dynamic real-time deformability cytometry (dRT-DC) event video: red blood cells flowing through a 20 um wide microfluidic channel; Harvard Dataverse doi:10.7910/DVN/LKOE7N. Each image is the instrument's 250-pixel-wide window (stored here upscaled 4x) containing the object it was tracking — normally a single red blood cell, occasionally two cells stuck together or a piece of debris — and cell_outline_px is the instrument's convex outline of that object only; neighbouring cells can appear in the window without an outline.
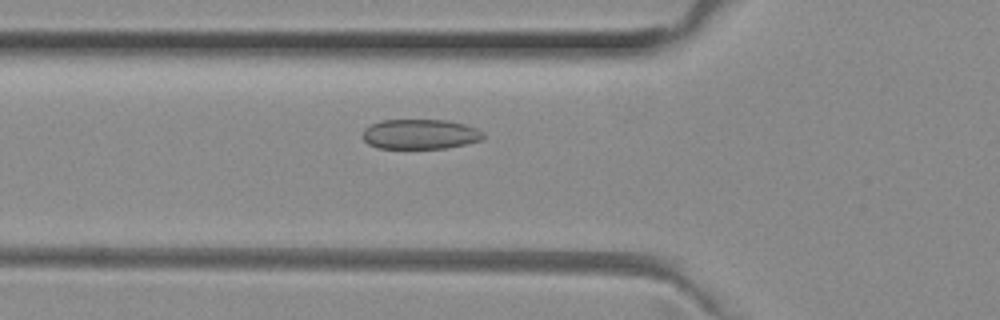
{"species": "common noctule bat (a hibernating species)", "species_latin": "Nyctalus noctula", "temperature_condition": "room temperature", "stored_images_in_passage": 43, "camera_frame_rate_fps": 3000, "um_per_image_px": 0.085, "animal": {"sex": "female", "body_mass_g": 29.2, "forearm_length_mm": 56.3}, "frame": {"image": 1, "passage_image": 10, "time_ms": 3.0, "image_size_px": [1000, 320], "cell_outline_px": [[484, 136], [480, 140], [464, 144], [444, 148], [376, 148], [368, 144], [360, 136], [364, 128], [380, 120], [448, 120], [464, 124], [476, 128], [484, 132]], "centroid_in_image_um": [35.66, 11.4], "position_along_channel_um": 90.1, "area_um2": 21.1}}
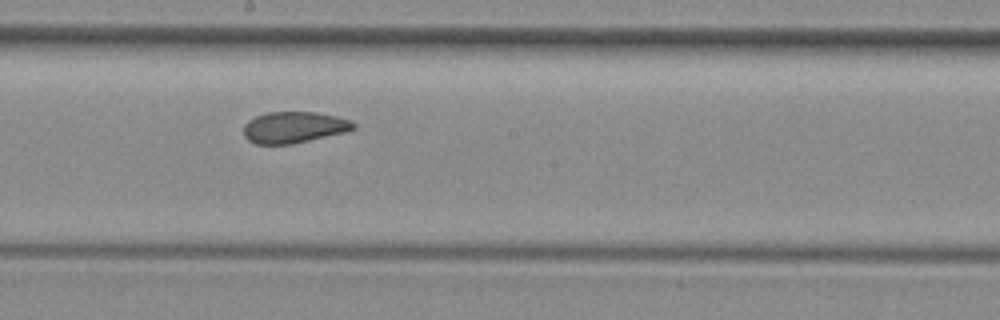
{"frame": {"image": 2, "passage_image": 20, "time_ms": 6.333, "image_size_px": [1000, 320], "cell_outline_px": [[356, 128], [344, 132], [292, 144], [256, 144], [248, 140], [244, 136], [244, 124], [248, 120], [256, 116], [268, 112], [316, 112], [336, 116], [352, 120], [356, 124]], "centroid_in_image_um": [24.98, 10.82], "position_along_channel_um": 223.2, "area_um2": 20.06}}
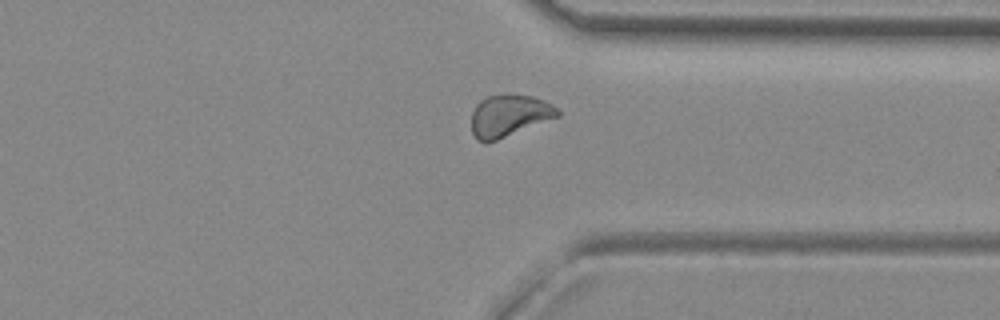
{"frame": {"image": 3, "passage_image": 31, "time_ms": 10.0, "image_size_px": [1000, 320], "cell_outline_px": [[560, 116], [496, 140], [484, 144], [476, 140], [472, 132], [472, 112], [476, 104], [480, 100], [488, 96], [504, 92], [508, 92], [532, 96], [544, 100], [560, 108]], "centroid_in_image_um": [43.27, 9.8], "position_along_channel_um": 368.1, "area_um2": 21.56}, "authors_computed_cell_mechanics": {"area_um2": 20.9814, "velocity_mm_per_s": 3.9865, "shape_relaxation_time_tau1_ms": 8.0382, "shape_relaxation_time_tau2_ms": 1.3643, "deformation_change_tau1": 0.1112, "deformation_change_tau2": 0.065}}